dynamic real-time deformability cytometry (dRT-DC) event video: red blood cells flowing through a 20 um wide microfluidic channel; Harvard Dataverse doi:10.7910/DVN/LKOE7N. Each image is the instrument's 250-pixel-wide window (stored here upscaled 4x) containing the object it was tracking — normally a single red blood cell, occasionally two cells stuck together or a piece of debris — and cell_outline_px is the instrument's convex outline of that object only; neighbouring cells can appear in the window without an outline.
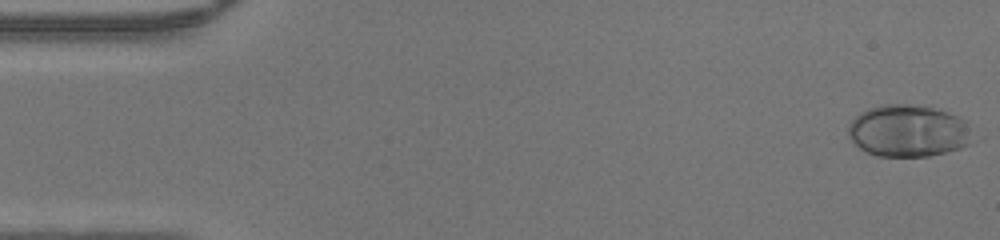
{"species": "human", "species_latin": "Homo sapiens", "temperature_condition": "warm", "stored_images_in_passage": 47, "camera_frame_rate_fps": 3000, "um_per_image_px": 0.085, "donor": {"sex": "male"}, "frame": {"image": 1, "passage_image": 1, "time_ms": 0.0, "image_size_px": [1000, 240], "cell_outline_px": [[972, 144], [960, 148], [928, 156], [876, 156], [864, 152], [848, 136], [848, 124], [860, 112], [868, 108], [884, 104], [908, 104], [932, 108], [948, 112], [968, 120]], "centroid_in_image_um": [77.2, 11.13], "position_along_channel_um": 7.8, "area_um2": 37.86}}
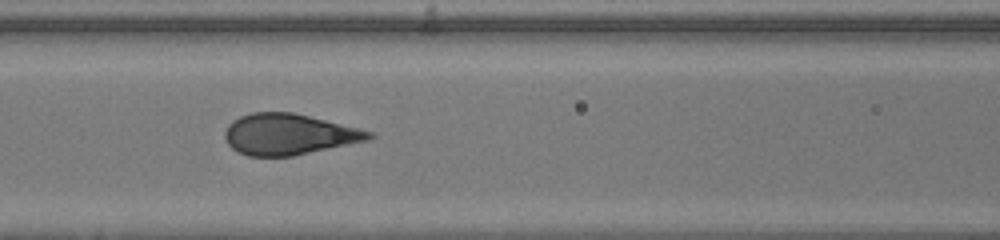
{"frame": {"image": 2, "passage_image": 20, "time_ms": 6.333, "image_size_px": [1000, 240], "cell_outline_px": [[376, 136], [368, 140], [292, 156], [248, 156], [232, 148], [228, 144], [224, 136], [224, 132], [228, 124], [232, 120], [240, 116], [252, 112], [292, 112], [372, 132]], "centroid_in_image_um": [24.5, 11.42], "position_along_channel_um": 142.1, "area_um2": 33.99}}
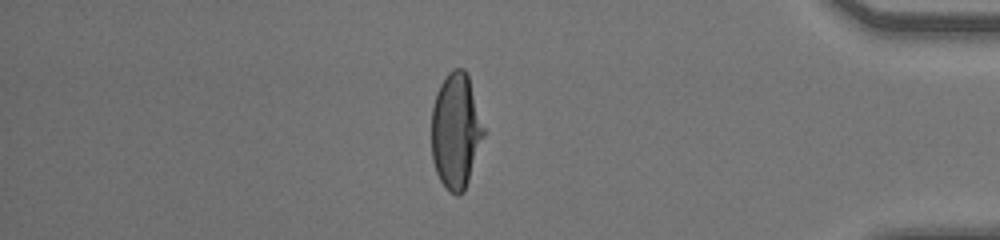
{"frame": {"image": 3, "passage_image": 40, "time_ms": 13.0, "image_size_px": [1000, 240], "cell_outline_px": [[484, 136], [464, 192], [456, 196], [448, 192], [440, 180], [436, 172], [432, 160], [432, 108], [436, 92], [440, 84], [448, 72], [452, 68], [464, 68], [468, 72], [484, 128]], "centroid_in_image_um": [38.74, 11.11], "position_along_channel_um": 396.5, "area_um2": 35.32}}